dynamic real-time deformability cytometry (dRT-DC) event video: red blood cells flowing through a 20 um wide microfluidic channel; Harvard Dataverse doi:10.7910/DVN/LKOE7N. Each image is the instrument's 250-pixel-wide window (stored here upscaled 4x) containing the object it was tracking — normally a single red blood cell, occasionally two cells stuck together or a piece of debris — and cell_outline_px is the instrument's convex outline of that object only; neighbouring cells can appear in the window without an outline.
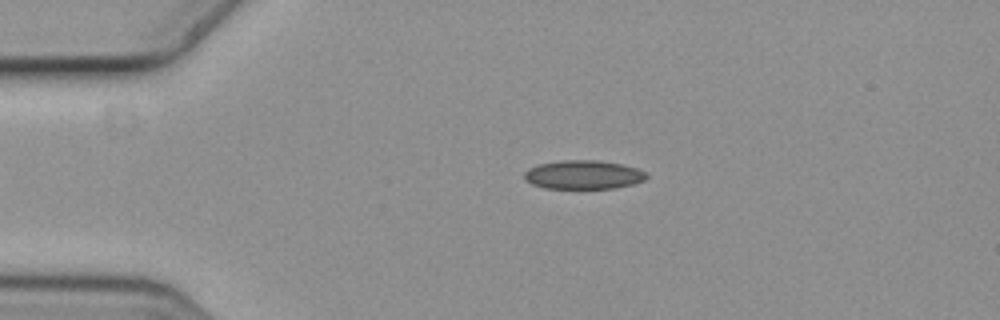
{"species": "common noctule bat (a hibernating species)", "species_latin": "Nyctalus noctula", "temperature_condition": "cold", "stored_images_in_passage": 2, "camera_frame_rate_fps": 3000, "um_per_image_px": 0.085, "animal": {"sex": "female", "body_mass_g": 19.3, "forearm_length_mm": 54.1}, "frame": {"image": 1, "passage_image": 1, "time_ms": 0.0, "image_size_px": [1000, 320], "cell_outline_px": [[648, 176], [644, 180], [632, 184], [612, 188], [544, 188], [532, 184], [524, 180], [524, 172], [528, 168], [540, 164], [560, 160], [600, 160], [620, 164], [636, 168], [644, 172]], "centroid_in_image_um": [49.54, 14.85], "position_along_channel_um": 35.5, "area_um2": 20.4}}